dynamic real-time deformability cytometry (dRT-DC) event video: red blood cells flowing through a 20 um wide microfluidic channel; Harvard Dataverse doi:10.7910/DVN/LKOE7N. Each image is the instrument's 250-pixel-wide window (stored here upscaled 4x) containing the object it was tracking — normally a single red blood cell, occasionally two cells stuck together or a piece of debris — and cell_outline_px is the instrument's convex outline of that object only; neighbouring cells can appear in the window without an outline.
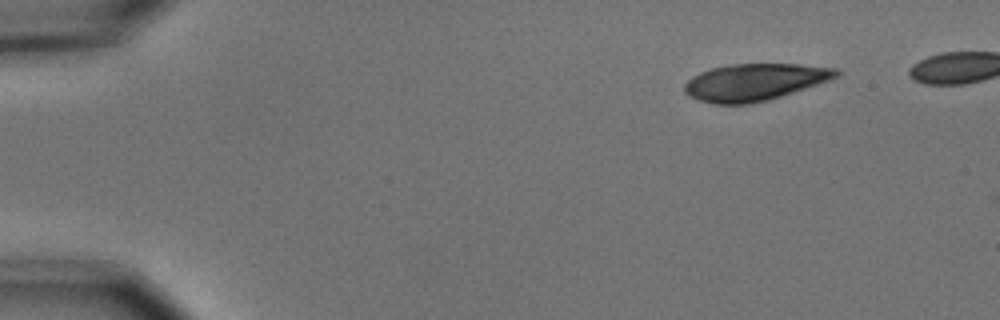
{"species": "common noctule bat (a hibernating species)", "species_latin": "Nyctalus noctula", "temperature_condition": "cold", "stored_images_in_passage": 6, "camera_frame_rate_fps": 3000, "um_per_image_px": 0.085, "animal": {"sex": "male", "body_mass_g": 15.6}, "frame": {"image": 1, "passage_image": 1, "time_ms": 0.0, "image_size_px": [1000, 320], "cell_outline_px": [[840, 76], [780, 96], [748, 104], [716, 104], [700, 100], [688, 96], [684, 92], [684, 84], [692, 76], [700, 72], [712, 68], [728, 64], [800, 64], [840, 68]], "centroid_in_image_um": [64.13, 6.96], "position_along_channel_um": 20.9, "area_um2": 32.48}}